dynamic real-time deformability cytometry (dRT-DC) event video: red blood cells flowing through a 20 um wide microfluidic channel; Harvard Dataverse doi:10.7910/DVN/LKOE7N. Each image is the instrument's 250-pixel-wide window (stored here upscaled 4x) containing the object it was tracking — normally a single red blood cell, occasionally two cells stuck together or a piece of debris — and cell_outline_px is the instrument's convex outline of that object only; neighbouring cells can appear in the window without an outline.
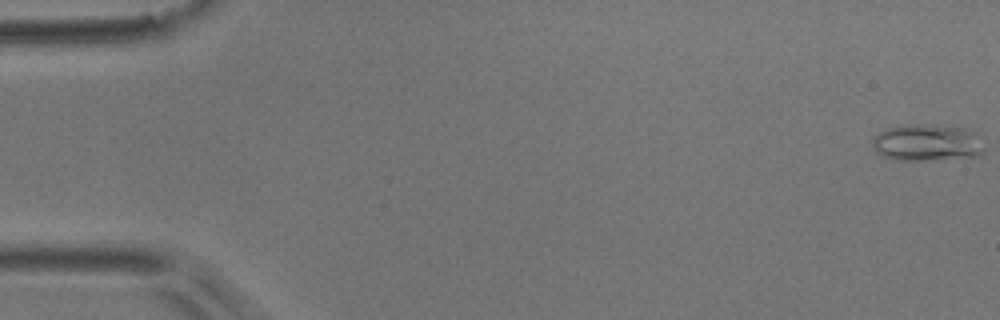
{"species": "common noctule bat (a hibernating species)", "species_latin": "Nyctalus noctula", "temperature_condition": "room temperature", "stored_images_in_passage": 51, "camera_frame_rate_fps": 3000, "um_per_image_px": 0.085, "animal": {"sex": "male", "body_mass_g": 17.9}, "frame": {"image": 1, "passage_image": 1, "time_ms": 0.0, "image_size_px": [1000, 320], "cell_outline_px": [[984, 152], [976, 156], [940, 160], [896, 160], [884, 156], [876, 152], [872, 144], [872, 136], [888, 128], [900, 124], [920, 124], [968, 128], [976, 132], [984, 148]], "centroid_in_image_um": [78.8, 12.12], "position_along_channel_um": 6.2, "area_um2": 24.33}}
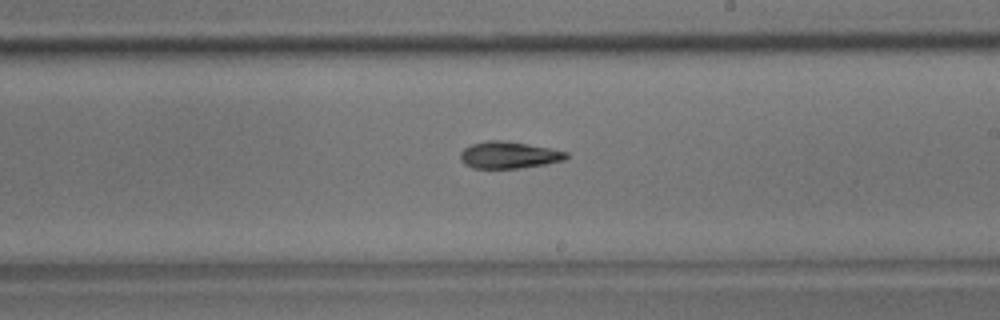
{"frame": {"image": 2, "passage_image": 30, "time_ms": 9.667, "image_size_px": [1000, 320], "cell_outline_px": [[568, 156], [564, 160], [544, 164], [520, 168], [472, 168], [464, 164], [460, 160], [460, 152], [464, 148], [472, 144], [484, 140], [504, 140], [548, 148], [568, 152]], "centroid_in_image_um": [43.2, 13.17], "position_along_channel_um": 245.8, "area_um2": 16.53}}
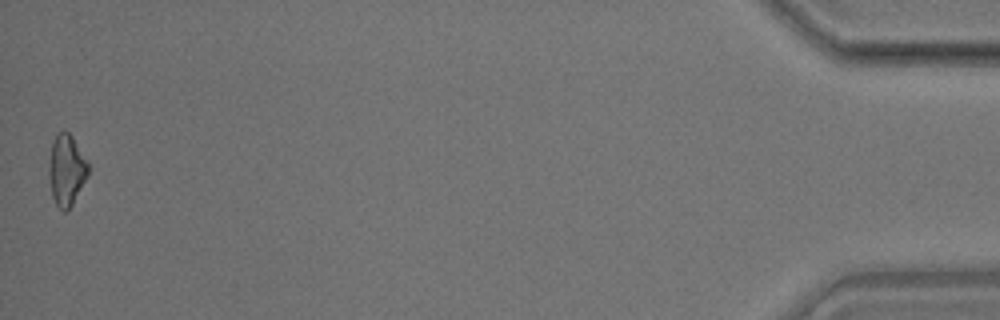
{"frame": {"image": 3, "passage_image": 51, "time_ms": 16.667, "image_size_px": [1000, 320], "cell_outline_px": [[88, 176], [72, 204], [64, 212], [56, 204], [52, 196], [48, 176], [48, 164], [52, 144], [56, 132], [64, 128], [72, 136], [88, 160]], "centroid_in_image_um": [5.64, 14.4], "position_along_channel_um": 429.6, "area_um2": 16.47}, "authors_computed_cell_mechanics": {"area_um2": 16.7042, "velocity_mm_per_s": 3.961, "shape_relaxation_time_tau1_ms": 8.9962, "shape_relaxation_time_tau2_ms": 7.1284, "deformation_change_tau1": 0.1978, "deformation_change_tau2": 0.1768}}